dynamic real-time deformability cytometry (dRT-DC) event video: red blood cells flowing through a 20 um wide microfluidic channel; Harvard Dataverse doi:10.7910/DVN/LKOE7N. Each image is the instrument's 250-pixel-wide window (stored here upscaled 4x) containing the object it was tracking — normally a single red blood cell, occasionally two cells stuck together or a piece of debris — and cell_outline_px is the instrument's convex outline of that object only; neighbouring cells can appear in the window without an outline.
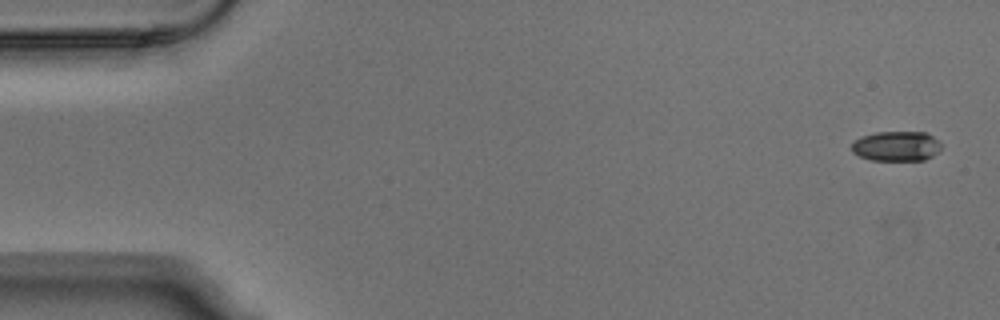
{"species": "Egyptian fruit bat (a non-hibernating species)", "species_latin": "Rousettus aegyptiacus", "temperature_condition": "warm", "stored_images_in_passage": 5, "camera_frame_rate_fps": 3000, "um_per_image_px": 0.085, "animal": {"sex": "male"}, "frame": {"image": 1, "passage_image": 1, "time_ms": 0.0, "image_size_px": [1000, 320], "cell_outline_px": [[940, 152], [924, 160], [872, 160], [860, 156], [852, 152], [852, 144], [860, 136], [876, 132], [928, 132], [940, 144]], "centroid_in_image_um": [76.2, 12.42], "position_along_channel_um": 8.8, "area_um2": 15.61}}
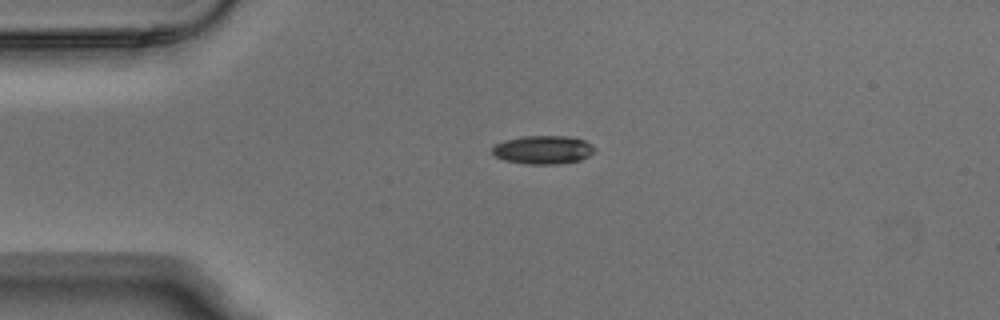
{"frame": {"image": 2, "passage_image": 4, "time_ms": 1.0, "image_size_px": [1000, 320], "cell_outline_px": [[596, 152], [580, 160], [556, 164], [524, 164], [504, 160], [496, 156], [492, 152], [492, 148], [496, 144], [504, 140], [524, 136], [568, 136], [584, 140], [592, 144], [596, 148]], "centroid_in_image_um": [46.19, 12.73], "position_along_channel_um": 38.8, "area_um2": 17.05}}